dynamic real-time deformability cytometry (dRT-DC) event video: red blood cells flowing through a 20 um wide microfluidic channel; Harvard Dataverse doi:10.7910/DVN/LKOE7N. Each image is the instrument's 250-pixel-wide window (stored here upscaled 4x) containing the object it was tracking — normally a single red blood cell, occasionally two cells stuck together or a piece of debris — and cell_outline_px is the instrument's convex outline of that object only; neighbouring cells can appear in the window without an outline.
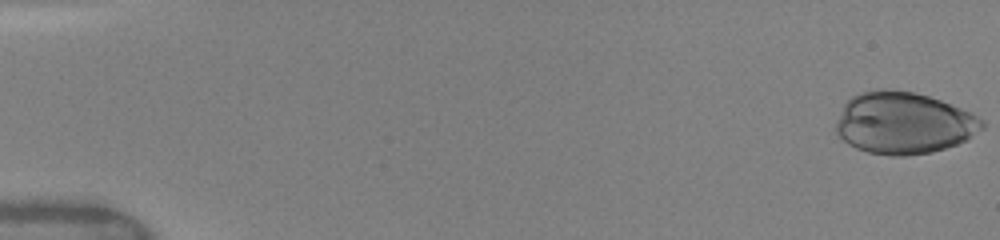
{"species": "human", "species_latin": "Homo sapiens", "temperature_condition": "warm", "stored_images_in_passage": 26, "camera_frame_rate_fps": 3000, "um_per_image_px": 0.085, "donor": {"sex": "female"}, "frame": {"image": 1, "passage_image": 1, "time_ms": 0.0, "image_size_px": [1000, 240], "cell_outline_px": [[984, 128], [968, 140], [932, 152], [904, 156], [892, 156], [868, 152], [856, 148], [848, 144], [836, 132], [836, 120], [844, 104], [852, 96], [860, 92], [884, 88], [912, 92], [928, 96], [940, 100], [972, 112], [984, 120]], "centroid_in_image_um": [76.83, 10.46], "position_along_channel_um": 8.2, "area_um2": 52.83}}
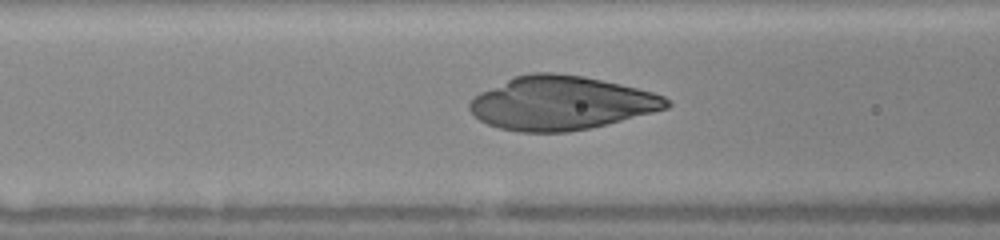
{"frame": {"image": 2, "passage_image": 18, "time_ms": 6.667, "image_size_px": [1000, 240], "cell_outline_px": [[672, 104], [668, 108], [592, 128], [568, 132], [520, 132], [500, 128], [488, 124], [480, 120], [468, 108], [468, 104], [480, 92], [516, 76], [532, 72], [552, 72], [584, 76], [620, 84], [652, 92], [664, 96]], "centroid_in_image_um": [47.71, 8.76], "position_along_channel_um": 118.9, "area_um2": 61.33}}
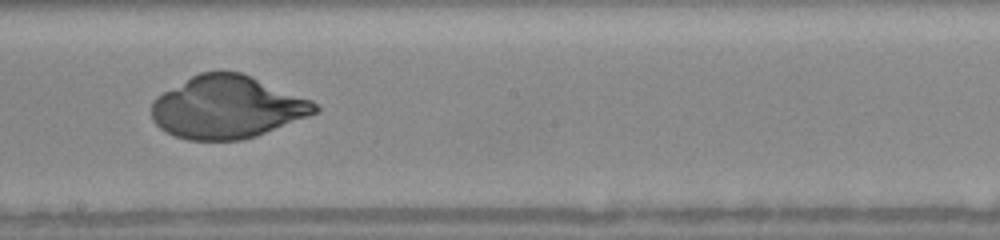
{"frame": {"image": 3, "passage_image": 23, "time_ms": 9.333, "image_size_px": [1000, 240], "cell_outline_px": [[320, 108], [316, 112], [308, 116], [256, 136], [240, 140], [188, 140], [176, 136], [160, 128], [152, 120], [152, 100], [156, 96], [192, 76], [200, 72], [240, 72], [312, 100]], "centroid_in_image_um": [19.29, 9.12], "position_along_channel_um": 228.9, "area_um2": 59.01}}